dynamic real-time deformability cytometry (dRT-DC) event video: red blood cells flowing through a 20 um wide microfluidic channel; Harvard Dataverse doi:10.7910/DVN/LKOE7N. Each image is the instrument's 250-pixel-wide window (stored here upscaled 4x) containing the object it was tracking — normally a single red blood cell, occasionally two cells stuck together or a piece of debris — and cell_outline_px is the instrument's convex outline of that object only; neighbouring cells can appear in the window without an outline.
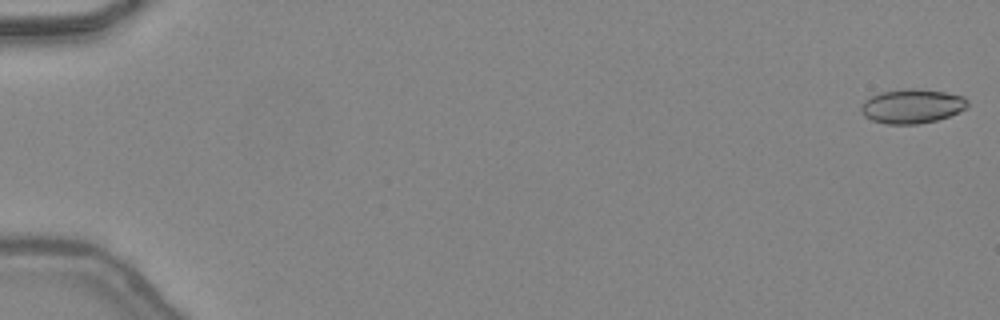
{"species": "common noctule bat (a hibernating species)", "species_latin": "Nyctalus noctula", "temperature_condition": "warm", "stored_images_in_passage": 47, "camera_frame_rate_fps": 3000, "um_per_image_px": 0.085, "animal": {"sex": "female", "body_mass_g": 24.6, "forearm_length_mm": 56.2}, "frame": {"image": 1, "passage_image": 1, "time_ms": 0.0, "image_size_px": [1000, 320], "cell_outline_px": [[968, 108], [960, 112], [936, 120], [920, 124], [884, 124], [872, 120], [864, 116], [860, 112], [860, 108], [864, 100], [880, 92], [908, 88], [912, 88], [944, 92], [964, 96], [968, 100]], "centroid_in_image_um": [77.52, 9.03], "position_along_channel_um": 7.5, "area_um2": 21.44}}
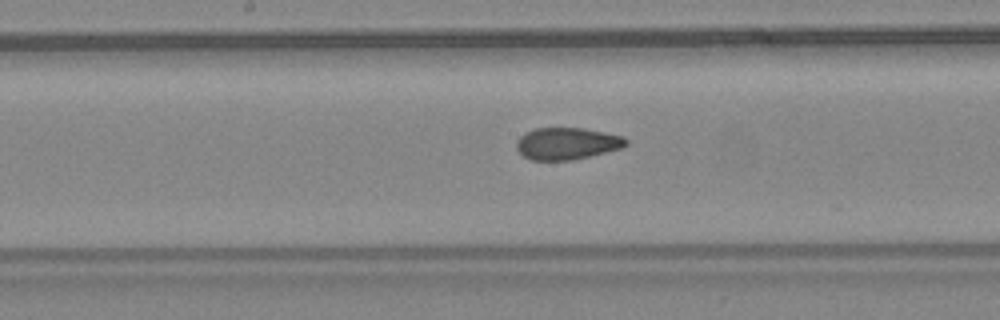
{"frame": {"image": 2, "passage_image": 26, "time_ms": 8.333, "image_size_px": [1000, 320], "cell_outline_px": [[628, 144], [620, 148], [572, 160], [532, 160], [524, 156], [516, 148], [516, 140], [524, 132], [536, 128], [584, 128], [624, 136], [628, 140]], "centroid_in_image_um": [48.17, 12.19], "position_along_channel_um": 200.0, "area_um2": 20.35}}
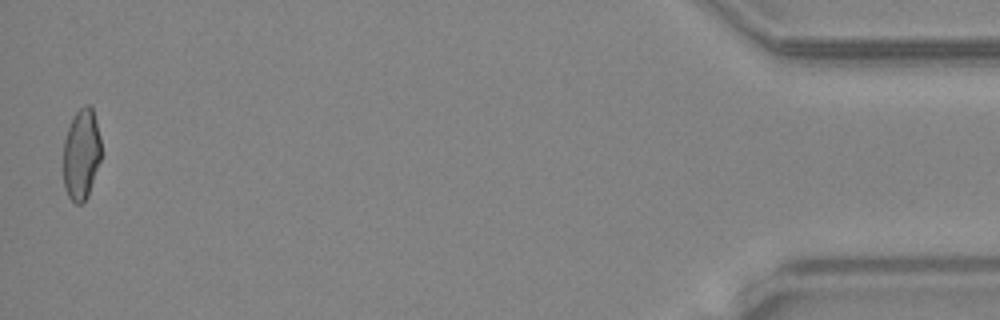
{"frame": {"image": 3, "passage_image": 47, "time_ms": 15.333, "image_size_px": [1000, 320], "cell_outline_px": [[100, 160], [88, 196], [80, 204], [76, 204], [68, 196], [64, 188], [64, 140], [68, 128], [76, 112], [84, 104], [88, 104], [92, 108], [100, 136]], "centroid_in_image_um": [6.91, 13.12], "position_along_channel_um": 428.3, "area_um2": 19.83}, "authors_computed_cell_mechanics": {"area_um2": 20.9236, "velocity_mm_per_s": 4.4755, "shape_relaxation_time_tau1_ms": null, "shape_relaxation_time_tau2_ms": 1.3018, "deformation_change_tau1": null, "deformation_change_tau2": 0.0794}}